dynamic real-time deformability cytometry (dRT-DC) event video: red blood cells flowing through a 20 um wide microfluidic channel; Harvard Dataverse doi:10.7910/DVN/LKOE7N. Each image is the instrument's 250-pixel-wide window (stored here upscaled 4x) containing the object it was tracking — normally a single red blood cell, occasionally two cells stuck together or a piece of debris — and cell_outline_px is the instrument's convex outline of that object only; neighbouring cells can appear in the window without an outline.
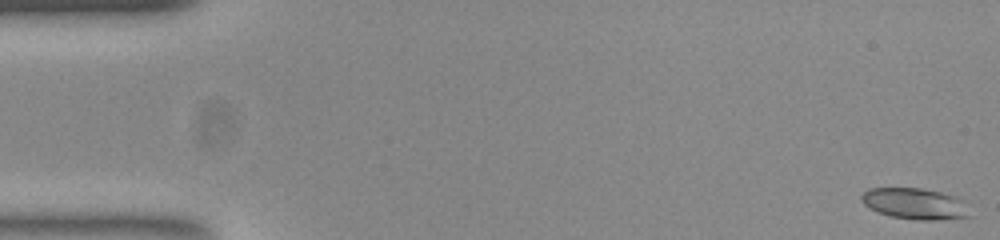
{"species": "common noctule bat (a hibernating species)", "species_latin": "Nyctalus noctula", "temperature_condition": "room temperature", "stored_images_in_passage": 54, "camera_frame_rate_fps": 3000, "um_per_image_px": 0.085, "animal": {"sex": "female", "body_mass_g": 23.0, "forearm_length_mm": 53.4}, "frame": {"image": 1, "passage_image": 1, "time_ms": 0.0, "image_size_px": [1000, 240], "cell_outline_px": [[972, 216], [936, 220], [916, 220], [892, 216], [876, 212], [864, 204], [860, 200], [860, 196], [868, 188], [920, 188], [940, 192], [952, 196], [960, 200]], "centroid_in_image_um": [77.69, 17.32], "position_along_channel_um": 7.3, "area_um2": 19.42}}
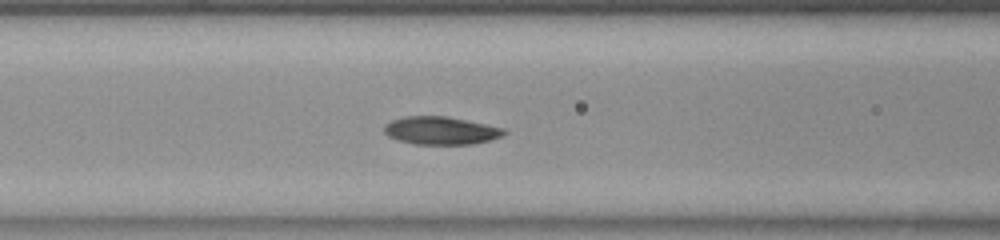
{"frame": {"image": 2, "passage_image": 22, "time_ms": 7.0, "image_size_px": [1000, 240], "cell_outline_px": [[508, 132], [504, 136], [472, 144], [416, 144], [396, 140], [388, 136], [384, 132], [384, 124], [392, 120], [404, 116], [448, 116], [504, 128]], "centroid_in_image_um": [37.46, 11.09], "position_along_channel_um": 129.1, "area_um2": 19.59}}
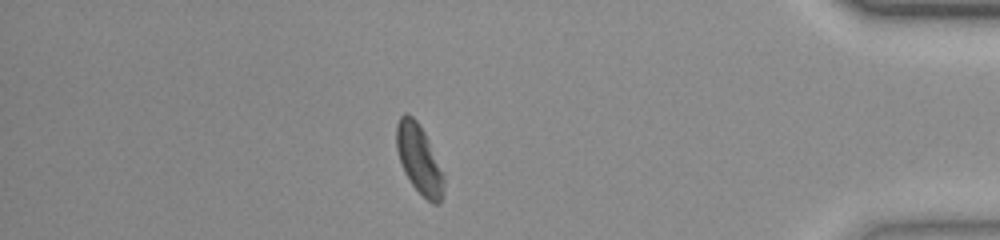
{"frame": {"image": 3, "passage_image": 47, "time_ms": 15.333, "image_size_px": [1000, 240], "cell_outline_px": [[444, 196], [440, 204], [432, 204], [412, 184], [404, 172], [396, 148], [396, 124], [400, 116], [404, 112], [408, 112], [416, 120], [424, 132], [444, 172]], "centroid_in_image_um": [35.64, 13.53], "position_along_channel_um": 399.6, "area_um2": 19.19}, "authors_computed_cell_mechanics": {"area_um2": 19.4497, "velocity_mm_per_s": 3.7458, "shape_relaxation_time_tau1_ms": 7.18, "shape_relaxation_time_tau2_ms": 6.5193, "deformation_change_tau1": 0.1736, "deformation_change_tau2": 0.1129}}